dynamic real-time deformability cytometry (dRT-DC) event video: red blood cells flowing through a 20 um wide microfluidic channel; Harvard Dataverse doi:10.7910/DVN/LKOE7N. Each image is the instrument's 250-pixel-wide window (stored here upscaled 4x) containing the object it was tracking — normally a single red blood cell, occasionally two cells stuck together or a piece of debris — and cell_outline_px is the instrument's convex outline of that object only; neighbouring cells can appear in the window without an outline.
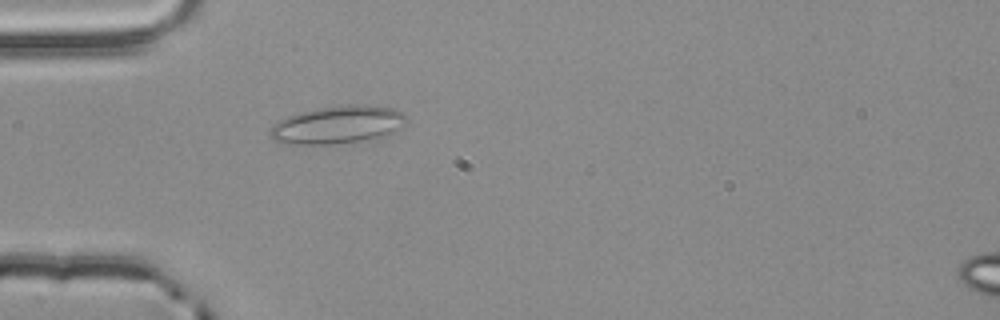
{"species": "common noctule bat (a hibernating species)", "species_latin": "Nyctalus noctula", "temperature_condition": "room temperature", "stored_images_in_passage": 4, "segment_of_instrument_passage": [1, 2], "camera_frame_rate_fps": 3000, "um_per_image_px": 0.085, "animal": {"sex": "male", "body_mass_g": 20.4}, "frame": {"image": 1, "passage_image": 3, "time_ms": 0.667, "image_size_px": [1000, 320], "cell_outline_px": [[408, 116], [404, 124], [396, 132], [388, 136], [360, 140], [328, 144], [280, 144], [268, 136], [268, 132], [280, 120], [288, 116], [320, 108], [348, 104], [364, 104], [392, 108], [404, 112]], "centroid_in_image_um": [28.74, 10.61], "position_along_channel_um": 56.3, "area_um2": 30.06}}